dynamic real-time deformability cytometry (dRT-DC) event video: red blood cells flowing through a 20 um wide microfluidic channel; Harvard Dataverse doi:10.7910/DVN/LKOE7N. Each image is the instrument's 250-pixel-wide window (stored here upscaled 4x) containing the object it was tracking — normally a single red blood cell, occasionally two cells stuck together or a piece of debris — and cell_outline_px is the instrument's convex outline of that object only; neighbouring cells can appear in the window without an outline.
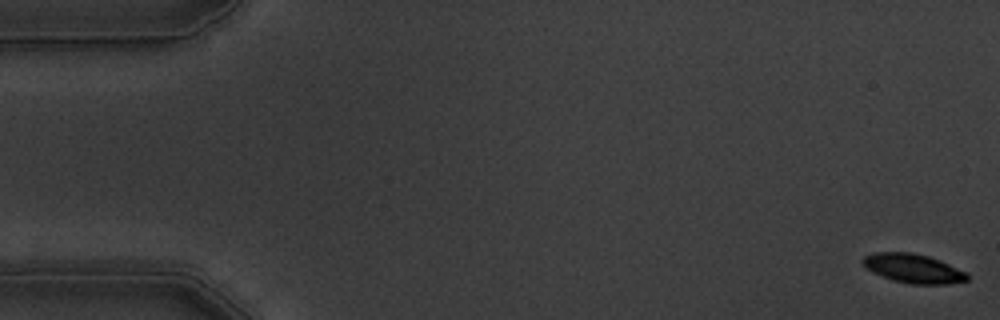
{"species": "common noctule bat (a hibernating species)", "species_latin": "Nyctalus noctula", "temperature_condition": "warm", "stored_images_in_passage": 57, "camera_frame_rate_fps": 3000, "um_per_image_px": 0.085, "animal": {"sex": "male", "body_mass_g": 19.5, "forearm_length_mm": 54.6}, "frame": {"image": 1, "passage_image": 1, "time_ms": 0.0, "image_size_px": [1000, 320], "cell_outline_px": [[968, 280], [948, 284], [912, 284], [892, 280], [868, 268], [860, 260], [864, 256], [872, 252], [912, 252], [928, 256], [940, 260], [968, 272]], "centroid_in_image_um": [77.66, 22.8], "position_along_channel_um": 7.3, "area_um2": 17.63}}
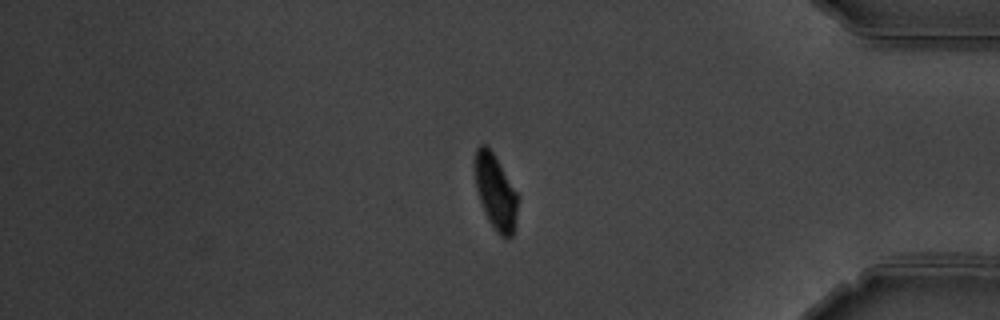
{"frame": {"image": 2, "passage_image": 48, "time_ms": 15.667, "image_size_px": [1000, 320], "cell_outline_px": [[520, 196], [512, 236], [504, 240], [496, 232], [488, 220], [484, 212], [476, 188], [476, 148], [480, 144], [484, 144], [492, 152]], "centroid_in_image_um": [42.16, 16.38], "position_along_channel_um": 393.0, "area_um2": 18.61}}
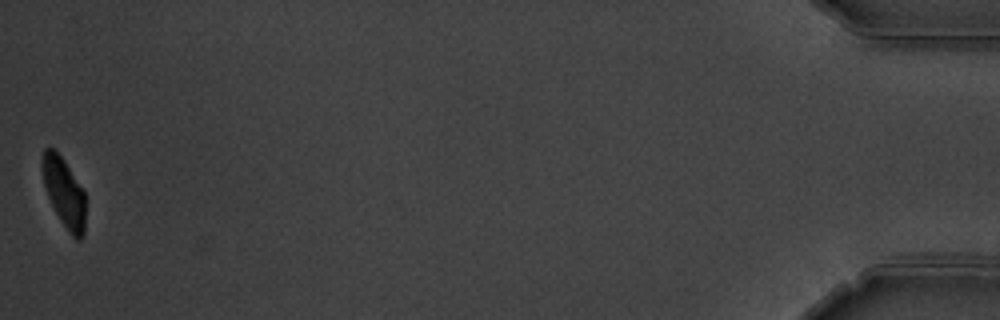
{"frame": {"image": 3, "passage_image": 57, "time_ms": 18.667, "image_size_px": [1000, 320], "cell_outline_px": [[84, 236], [80, 240], [76, 240], [68, 232], [60, 220], [48, 196], [44, 184], [40, 168], [40, 156], [44, 148], [52, 148], [64, 160], [84, 192]], "centroid_in_image_um": [5.4, 16.34], "position_along_channel_um": 429.8, "area_um2": 17.4}, "authors_computed_cell_mechanics": {"area_um2": 19.3052, "velocity_mm_per_s": 3.5315, "shape_relaxation_time_tau1_ms": 3.4545, "shape_relaxation_time_tau2_ms": 2.1242, "deformation_change_tau1": 0.1406, "deformation_change_tau2": 0.055}}